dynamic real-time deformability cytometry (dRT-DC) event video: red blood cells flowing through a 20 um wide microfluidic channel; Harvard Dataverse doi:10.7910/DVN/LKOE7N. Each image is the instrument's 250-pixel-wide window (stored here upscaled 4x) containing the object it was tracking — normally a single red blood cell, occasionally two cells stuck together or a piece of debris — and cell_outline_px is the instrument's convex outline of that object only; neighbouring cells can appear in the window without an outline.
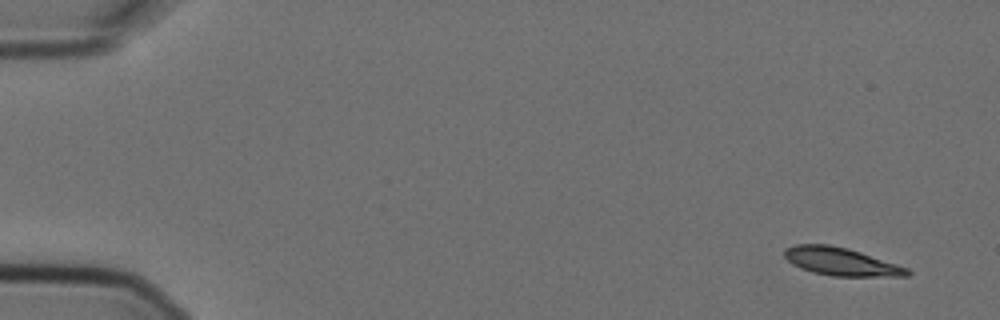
{"species": "Egyptian fruit bat (a non-hibernating species)", "species_latin": "Rousettus aegyptiacus", "temperature_condition": "cold", "stored_images_in_passage": 6, "camera_frame_rate_fps": 3000, "um_per_image_px": 0.085, "animal": {"sex": "female"}, "frame": {"image": 1, "passage_image": 1, "time_ms": 0.0, "image_size_px": [1000, 320], "cell_outline_px": [[912, 272], [908, 276], [832, 276], [812, 272], [800, 268], [792, 264], [784, 256], [784, 248], [796, 244], [828, 244], [848, 248], [908, 268]], "centroid_in_image_um": [71.45, 22.23], "position_along_channel_um": 13.5, "area_um2": 19.94}}
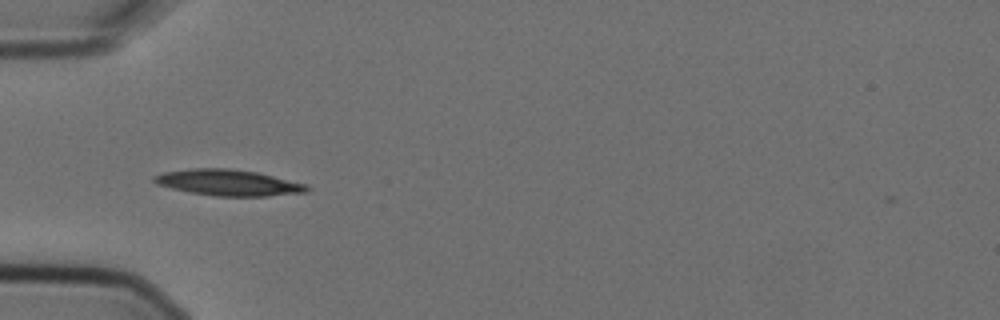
{"frame": {"image": 2, "passage_image": 5, "time_ms": 1.333, "image_size_px": [1000, 320], "cell_outline_px": [[312, 188], [308, 192], [264, 196], [216, 196], [192, 192], [172, 188], [156, 184], [152, 180], [152, 176], [164, 172], [192, 168], [228, 168], [256, 172], [308, 184]], "centroid_in_image_um": [19.44, 15.52], "position_along_channel_um": 65.6, "area_um2": 23.18}}
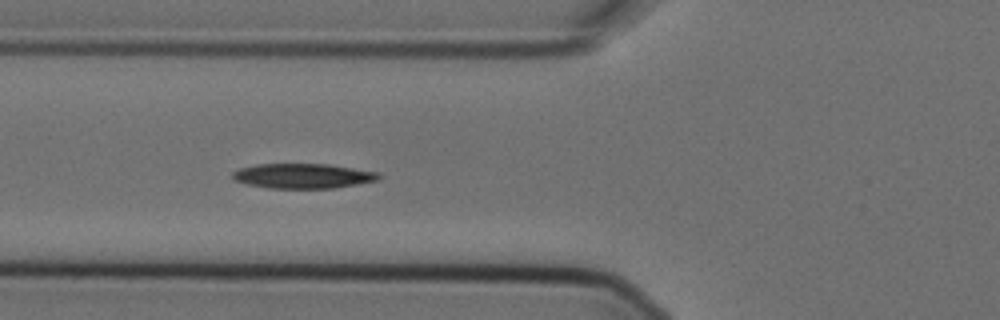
{"frame": {"image": 3, "passage_image": 6, "time_ms": 1.667, "image_size_px": [1000, 320], "cell_outline_px": [[380, 176], [376, 180], [356, 184], [332, 188], [268, 188], [244, 184], [232, 180], [232, 172], [240, 168], [256, 164], [328, 164], [380, 172]], "centroid_in_image_um": [25.69, 14.95], "position_along_channel_um": 100.1, "area_um2": 21.21}}